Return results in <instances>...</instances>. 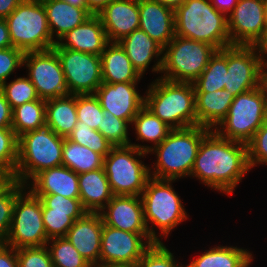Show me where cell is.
Instances as JSON below:
<instances>
[{"instance_id": "obj_1", "label": "cell", "mask_w": 267, "mask_h": 267, "mask_svg": "<svg viewBox=\"0 0 267 267\" xmlns=\"http://www.w3.org/2000/svg\"><path fill=\"white\" fill-rule=\"evenodd\" d=\"M250 170L247 144L223 138L211 129L201 141L191 177L231 195Z\"/></svg>"}, {"instance_id": "obj_2", "label": "cell", "mask_w": 267, "mask_h": 267, "mask_svg": "<svg viewBox=\"0 0 267 267\" xmlns=\"http://www.w3.org/2000/svg\"><path fill=\"white\" fill-rule=\"evenodd\" d=\"M210 130L203 126L171 129L166 139L148 152L157 157L150 176L168 180L190 177L201 141Z\"/></svg>"}, {"instance_id": "obj_3", "label": "cell", "mask_w": 267, "mask_h": 267, "mask_svg": "<svg viewBox=\"0 0 267 267\" xmlns=\"http://www.w3.org/2000/svg\"><path fill=\"white\" fill-rule=\"evenodd\" d=\"M145 106L171 129L197 126L193 83L156 78L146 90Z\"/></svg>"}, {"instance_id": "obj_4", "label": "cell", "mask_w": 267, "mask_h": 267, "mask_svg": "<svg viewBox=\"0 0 267 267\" xmlns=\"http://www.w3.org/2000/svg\"><path fill=\"white\" fill-rule=\"evenodd\" d=\"M175 35L221 50L231 46L227 16L208 0H185L174 10Z\"/></svg>"}, {"instance_id": "obj_5", "label": "cell", "mask_w": 267, "mask_h": 267, "mask_svg": "<svg viewBox=\"0 0 267 267\" xmlns=\"http://www.w3.org/2000/svg\"><path fill=\"white\" fill-rule=\"evenodd\" d=\"M172 182L175 180L150 177L140 196L144 220L149 235L155 242H162L159 236L168 237L170 232L188 217L178 193L172 187ZM149 222L152 223L151 226ZM155 227L161 230L160 235L155 232Z\"/></svg>"}, {"instance_id": "obj_6", "label": "cell", "mask_w": 267, "mask_h": 267, "mask_svg": "<svg viewBox=\"0 0 267 267\" xmlns=\"http://www.w3.org/2000/svg\"><path fill=\"white\" fill-rule=\"evenodd\" d=\"M63 142L64 138L47 126L18 137V159L12 179L26 185L39 172L61 166Z\"/></svg>"}, {"instance_id": "obj_7", "label": "cell", "mask_w": 267, "mask_h": 267, "mask_svg": "<svg viewBox=\"0 0 267 267\" xmlns=\"http://www.w3.org/2000/svg\"><path fill=\"white\" fill-rule=\"evenodd\" d=\"M5 21L12 47L24 53L48 50L56 44L41 0H23Z\"/></svg>"}, {"instance_id": "obj_8", "label": "cell", "mask_w": 267, "mask_h": 267, "mask_svg": "<svg viewBox=\"0 0 267 267\" xmlns=\"http://www.w3.org/2000/svg\"><path fill=\"white\" fill-rule=\"evenodd\" d=\"M217 49L210 44L175 35L163 48L162 79L193 83Z\"/></svg>"}, {"instance_id": "obj_9", "label": "cell", "mask_w": 267, "mask_h": 267, "mask_svg": "<svg viewBox=\"0 0 267 267\" xmlns=\"http://www.w3.org/2000/svg\"><path fill=\"white\" fill-rule=\"evenodd\" d=\"M146 155L147 152L130 145L113 147L104 157L103 168L114 195H142L151 177L150 167L139 160Z\"/></svg>"}, {"instance_id": "obj_10", "label": "cell", "mask_w": 267, "mask_h": 267, "mask_svg": "<svg viewBox=\"0 0 267 267\" xmlns=\"http://www.w3.org/2000/svg\"><path fill=\"white\" fill-rule=\"evenodd\" d=\"M266 118L264 96L257 87L235 96L228 114L213 130L223 138L248 144Z\"/></svg>"}, {"instance_id": "obj_11", "label": "cell", "mask_w": 267, "mask_h": 267, "mask_svg": "<svg viewBox=\"0 0 267 267\" xmlns=\"http://www.w3.org/2000/svg\"><path fill=\"white\" fill-rule=\"evenodd\" d=\"M25 188L17 197L5 244L14 249L45 246L48 242L42 217V201Z\"/></svg>"}, {"instance_id": "obj_12", "label": "cell", "mask_w": 267, "mask_h": 267, "mask_svg": "<svg viewBox=\"0 0 267 267\" xmlns=\"http://www.w3.org/2000/svg\"><path fill=\"white\" fill-rule=\"evenodd\" d=\"M52 48L60 59L69 94H94L103 83L100 56L61 48L57 43Z\"/></svg>"}, {"instance_id": "obj_13", "label": "cell", "mask_w": 267, "mask_h": 267, "mask_svg": "<svg viewBox=\"0 0 267 267\" xmlns=\"http://www.w3.org/2000/svg\"><path fill=\"white\" fill-rule=\"evenodd\" d=\"M23 66L40 99L60 98L69 94L60 59L53 48L26 52Z\"/></svg>"}, {"instance_id": "obj_14", "label": "cell", "mask_w": 267, "mask_h": 267, "mask_svg": "<svg viewBox=\"0 0 267 267\" xmlns=\"http://www.w3.org/2000/svg\"><path fill=\"white\" fill-rule=\"evenodd\" d=\"M154 243L149 233H132L103 224L99 264L136 265Z\"/></svg>"}, {"instance_id": "obj_15", "label": "cell", "mask_w": 267, "mask_h": 267, "mask_svg": "<svg viewBox=\"0 0 267 267\" xmlns=\"http://www.w3.org/2000/svg\"><path fill=\"white\" fill-rule=\"evenodd\" d=\"M265 66L253 45L228 46L224 90L238 96L259 87L260 73Z\"/></svg>"}, {"instance_id": "obj_16", "label": "cell", "mask_w": 267, "mask_h": 267, "mask_svg": "<svg viewBox=\"0 0 267 267\" xmlns=\"http://www.w3.org/2000/svg\"><path fill=\"white\" fill-rule=\"evenodd\" d=\"M266 0H238L227 15L231 45H254L262 36L265 23Z\"/></svg>"}, {"instance_id": "obj_17", "label": "cell", "mask_w": 267, "mask_h": 267, "mask_svg": "<svg viewBox=\"0 0 267 267\" xmlns=\"http://www.w3.org/2000/svg\"><path fill=\"white\" fill-rule=\"evenodd\" d=\"M139 82L105 83L103 82L96 92L101 108L111 112L115 117L132 123L134 117L145 105V96L137 91Z\"/></svg>"}, {"instance_id": "obj_18", "label": "cell", "mask_w": 267, "mask_h": 267, "mask_svg": "<svg viewBox=\"0 0 267 267\" xmlns=\"http://www.w3.org/2000/svg\"><path fill=\"white\" fill-rule=\"evenodd\" d=\"M99 213L104 225L132 233H149L140 196L114 195Z\"/></svg>"}, {"instance_id": "obj_19", "label": "cell", "mask_w": 267, "mask_h": 267, "mask_svg": "<svg viewBox=\"0 0 267 267\" xmlns=\"http://www.w3.org/2000/svg\"><path fill=\"white\" fill-rule=\"evenodd\" d=\"M102 228L100 213L86 212L75 220L65 236L92 266L99 265Z\"/></svg>"}, {"instance_id": "obj_20", "label": "cell", "mask_w": 267, "mask_h": 267, "mask_svg": "<svg viewBox=\"0 0 267 267\" xmlns=\"http://www.w3.org/2000/svg\"><path fill=\"white\" fill-rule=\"evenodd\" d=\"M97 15L109 42H118L139 29V0H113Z\"/></svg>"}, {"instance_id": "obj_21", "label": "cell", "mask_w": 267, "mask_h": 267, "mask_svg": "<svg viewBox=\"0 0 267 267\" xmlns=\"http://www.w3.org/2000/svg\"><path fill=\"white\" fill-rule=\"evenodd\" d=\"M139 29L163 48L175 37L174 10L151 0H139Z\"/></svg>"}, {"instance_id": "obj_22", "label": "cell", "mask_w": 267, "mask_h": 267, "mask_svg": "<svg viewBox=\"0 0 267 267\" xmlns=\"http://www.w3.org/2000/svg\"><path fill=\"white\" fill-rule=\"evenodd\" d=\"M56 43L61 48L101 56L109 40L99 16L91 15L82 24L63 35Z\"/></svg>"}, {"instance_id": "obj_23", "label": "cell", "mask_w": 267, "mask_h": 267, "mask_svg": "<svg viewBox=\"0 0 267 267\" xmlns=\"http://www.w3.org/2000/svg\"><path fill=\"white\" fill-rule=\"evenodd\" d=\"M130 59L132 66L143 77L151 61L157 62L152 67V72L161 73L163 47L151 39L144 31L137 29L118 41Z\"/></svg>"}, {"instance_id": "obj_24", "label": "cell", "mask_w": 267, "mask_h": 267, "mask_svg": "<svg viewBox=\"0 0 267 267\" xmlns=\"http://www.w3.org/2000/svg\"><path fill=\"white\" fill-rule=\"evenodd\" d=\"M28 183L26 189L32 194H60L79 198L78 174L63 165L39 172Z\"/></svg>"}, {"instance_id": "obj_25", "label": "cell", "mask_w": 267, "mask_h": 267, "mask_svg": "<svg viewBox=\"0 0 267 267\" xmlns=\"http://www.w3.org/2000/svg\"><path fill=\"white\" fill-rule=\"evenodd\" d=\"M78 185L86 212L99 213L114 196L104 168L78 174Z\"/></svg>"}, {"instance_id": "obj_26", "label": "cell", "mask_w": 267, "mask_h": 267, "mask_svg": "<svg viewBox=\"0 0 267 267\" xmlns=\"http://www.w3.org/2000/svg\"><path fill=\"white\" fill-rule=\"evenodd\" d=\"M41 1L46 11L52 39L55 42H58L63 35L82 24L92 15L87 8L73 6L64 1Z\"/></svg>"}, {"instance_id": "obj_27", "label": "cell", "mask_w": 267, "mask_h": 267, "mask_svg": "<svg viewBox=\"0 0 267 267\" xmlns=\"http://www.w3.org/2000/svg\"><path fill=\"white\" fill-rule=\"evenodd\" d=\"M102 82H139L142 78L134 69L126 52L118 42H109L100 56Z\"/></svg>"}, {"instance_id": "obj_28", "label": "cell", "mask_w": 267, "mask_h": 267, "mask_svg": "<svg viewBox=\"0 0 267 267\" xmlns=\"http://www.w3.org/2000/svg\"><path fill=\"white\" fill-rule=\"evenodd\" d=\"M234 95L227 90L195 92L197 126L214 129L228 114Z\"/></svg>"}, {"instance_id": "obj_29", "label": "cell", "mask_w": 267, "mask_h": 267, "mask_svg": "<svg viewBox=\"0 0 267 267\" xmlns=\"http://www.w3.org/2000/svg\"><path fill=\"white\" fill-rule=\"evenodd\" d=\"M77 122L76 95L46 100V126L57 135L68 138Z\"/></svg>"}, {"instance_id": "obj_30", "label": "cell", "mask_w": 267, "mask_h": 267, "mask_svg": "<svg viewBox=\"0 0 267 267\" xmlns=\"http://www.w3.org/2000/svg\"><path fill=\"white\" fill-rule=\"evenodd\" d=\"M252 261L247 249L220 245L209 248L185 267H249Z\"/></svg>"}, {"instance_id": "obj_31", "label": "cell", "mask_w": 267, "mask_h": 267, "mask_svg": "<svg viewBox=\"0 0 267 267\" xmlns=\"http://www.w3.org/2000/svg\"><path fill=\"white\" fill-rule=\"evenodd\" d=\"M131 125L135 126L133 129L136 131L135 134L137 135V140H141L142 142H153L151 146H149V144L141 145L131 143V146H134L137 149L147 153L152 148L163 142L171 130L170 127H168L162 120L155 116L145 105L134 117Z\"/></svg>"}, {"instance_id": "obj_32", "label": "cell", "mask_w": 267, "mask_h": 267, "mask_svg": "<svg viewBox=\"0 0 267 267\" xmlns=\"http://www.w3.org/2000/svg\"><path fill=\"white\" fill-rule=\"evenodd\" d=\"M104 157L90 148L64 138L62 148V165L77 174L103 168Z\"/></svg>"}, {"instance_id": "obj_33", "label": "cell", "mask_w": 267, "mask_h": 267, "mask_svg": "<svg viewBox=\"0 0 267 267\" xmlns=\"http://www.w3.org/2000/svg\"><path fill=\"white\" fill-rule=\"evenodd\" d=\"M46 126V100L38 99L24 103L12 110L11 128L17 137L26 132Z\"/></svg>"}, {"instance_id": "obj_34", "label": "cell", "mask_w": 267, "mask_h": 267, "mask_svg": "<svg viewBox=\"0 0 267 267\" xmlns=\"http://www.w3.org/2000/svg\"><path fill=\"white\" fill-rule=\"evenodd\" d=\"M227 74V47L217 50L202 74L193 82L195 92L223 90Z\"/></svg>"}, {"instance_id": "obj_35", "label": "cell", "mask_w": 267, "mask_h": 267, "mask_svg": "<svg viewBox=\"0 0 267 267\" xmlns=\"http://www.w3.org/2000/svg\"><path fill=\"white\" fill-rule=\"evenodd\" d=\"M46 246L53 267H93L66 237L49 239Z\"/></svg>"}, {"instance_id": "obj_36", "label": "cell", "mask_w": 267, "mask_h": 267, "mask_svg": "<svg viewBox=\"0 0 267 267\" xmlns=\"http://www.w3.org/2000/svg\"><path fill=\"white\" fill-rule=\"evenodd\" d=\"M25 188L19 181L11 179L0 190V243H4L9 234L16 197Z\"/></svg>"}, {"instance_id": "obj_37", "label": "cell", "mask_w": 267, "mask_h": 267, "mask_svg": "<svg viewBox=\"0 0 267 267\" xmlns=\"http://www.w3.org/2000/svg\"><path fill=\"white\" fill-rule=\"evenodd\" d=\"M68 139L105 157L113 148L106 138L97 130L78 121Z\"/></svg>"}, {"instance_id": "obj_38", "label": "cell", "mask_w": 267, "mask_h": 267, "mask_svg": "<svg viewBox=\"0 0 267 267\" xmlns=\"http://www.w3.org/2000/svg\"><path fill=\"white\" fill-rule=\"evenodd\" d=\"M0 90L4 93L12 110L24 103L39 99L35 86L28 77H19L10 83L4 82Z\"/></svg>"}, {"instance_id": "obj_39", "label": "cell", "mask_w": 267, "mask_h": 267, "mask_svg": "<svg viewBox=\"0 0 267 267\" xmlns=\"http://www.w3.org/2000/svg\"><path fill=\"white\" fill-rule=\"evenodd\" d=\"M103 115L104 118L101 121V126L98 127V131L113 147L130 146L131 140L128 137V125L130 123L115 117L107 110H103Z\"/></svg>"}, {"instance_id": "obj_40", "label": "cell", "mask_w": 267, "mask_h": 267, "mask_svg": "<svg viewBox=\"0 0 267 267\" xmlns=\"http://www.w3.org/2000/svg\"><path fill=\"white\" fill-rule=\"evenodd\" d=\"M18 159V137L12 128H0V173L13 178Z\"/></svg>"}, {"instance_id": "obj_41", "label": "cell", "mask_w": 267, "mask_h": 267, "mask_svg": "<svg viewBox=\"0 0 267 267\" xmlns=\"http://www.w3.org/2000/svg\"><path fill=\"white\" fill-rule=\"evenodd\" d=\"M33 195L41 199L42 209H50V213L67 214L74 221L86 213L79 198H68L60 194Z\"/></svg>"}, {"instance_id": "obj_42", "label": "cell", "mask_w": 267, "mask_h": 267, "mask_svg": "<svg viewBox=\"0 0 267 267\" xmlns=\"http://www.w3.org/2000/svg\"><path fill=\"white\" fill-rule=\"evenodd\" d=\"M76 111L78 121L98 131L104 115L95 94L76 95Z\"/></svg>"}, {"instance_id": "obj_43", "label": "cell", "mask_w": 267, "mask_h": 267, "mask_svg": "<svg viewBox=\"0 0 267 267\" xmlns=\"http://www.w3.org/2000/svg\"><path fill=\"white\" fill-rule=\"evenodd\" d=\"M178 263L163 242H156L144 252L136 267H185Z\"/></svg>"}, {"instance_id": "obj_44", "label": "cell", "mask_w": 267, "mask_h": 267, "mask_svg": "<svg viewBox=\"0 0 267 267\" xmlns=\"http://www.w3.org/2000/svg\"><path fill=\"white\" fill-rule=\"evenodd\" d=\"M18 267H53L47 246L16 249Z\"/></svg>"}, {"instance_id": "obj_45", "label": "cell", "mask_w": 267, "mask_h": 267, "mask_svg": "<svg viewBox=\"0 0 267 267\" xmlns=\"http://www.w3.org/2000/svg\"><path fill=\"white\" fill-rule=\"evenodd\" d=\"M247 147L248 162L251 169L258 164L267 165V118L264 124L255 132Z\"/></svg>"}, {"instance_id": "obj_46", "label": "cell", "mask_w": 267, "mask_h": 267, "mask_svg": "<svg viewBox=\"0 0 267 267\" xmlns=\"http://www.w3.org/2000/svg\"><path fill=\"white\" fill-rule=\"evenodd\" d=\"M42 217L48 239L65 237L75 222L67 214L50 213V209H42Z\"/></svg>"}, {"instance_id": "obj_47", "label": "cell", "mask_w": 267, "mask_h": 267, "mask_svg": "<svg viewBox=\"0 0 267 267\" xmlns=\"http://www.w3.org/2000/svg\"><path fill=\"white\" fill-rule=\"evenodd\" d=\"M24 54L22 50L14 47L0 49V86L15 69L23 67Z\"/></svg>"}, {"instance_id": "obj_48", "label": "cell", "mask_w": 267, "mask_h": 267, "mask_svg": "<svg viewBox=\"0 0 267 267\" xmlns=\"http://www.w3.org/2000/svg\"><path fill=\"white\" fill-rule=\"evenodd\" d=\"M0 267H18L16 249L0 243Z\"/></svg>"}, {"instance_id": "obj_49", "label": "cell", "mask_w": 267, "mask_h": 267, "mask_svg": "<svg viewBox=\"0 0 267 267\" xmlns=\"http://www.w3.org/2000/svg\"><path fill=\"white\" fill-rule=\"evenodd\" d=\"M12 108L0 90V128H11Z\"/></svg>"}, {"instance_id": "obj_50", "label": "cell", "mask_w": 267, "mask_h": 267, "mask_svg": "<svg viewBox=\"0 0 267 267\" xmlns=\"http://www.w3.org/2000/svg\"><path fill=\"white\" fill-rule=\"evenodd\" d=\"M262 62L267 65V24L264 28L262 36L253 45Z\"/></svg>"}, {"instance_id": "obj_51", "label": "cell", "mask_w": 267, "mask_h": 267, "mask_svg": "<svg viewBox=\"0 0 267 267\" xmlns=\"http://www.w3.org/2000/svg\"><path fill=\"white\" fill-rule=\"evenodd\" d=\"M211 4L220 12L226 16L234 9L237 5L238 0H209Z\"/></svg>"}, {"instance_id": "obj_52", "label": "cell", "mask_w": 267, "mask_h": 267, "mask_svg": "<svg viewBox=\"0 0 267 267\" xmlns=\"http://www.w3.org/2000/svg\"><path fill=\"white\" fill-rule=\"evenodd\" d=\"M23 0H0V18H7Z\"/></svg>"}, {"instance_id": "obj_53", "label": "cell", "mask_w": 267, "mask_h": 267, "mask_svg": "<svg viewBox=\"0 0 267 267\" xmlns=\"http://www.w3.org/2000/svg\"><path fill=\"white\" fill-rule=\"evenodd\" d=\"M10 47H12V43L10 40L7 23L4 18H0V49Z\"/></svg>"}, {"instance_id": "obj_54", "label": "cell", "mask_w": 267, "mask_h": 267, "mask_svg": "<svg viewBox=\"0 0 267 267\" xmlns=\"http://www.w3.org/2000/svg\"><path fill=\"white\" fill-rule=\"evenodd\" d=\"M113 0H86L87 9L92 15H97Z\"/></svg>"}, {"instance_id": "obj_55", "label": "cell", "mask_w": 267, "mask_h": 267, "mask_svg": "<svg viewBox=\"0 0 267 267\" xmlns=\"http://www.w3.org/2000/svg\"><path fill=\"white\" fill-rule=\"evenodd\" d=\"M259 88L263 93L267 109V65L262 69L259 77Z\"/></svg>"}, {"instance_id": "obj_56", "label": "cell", "mask_w": 267, "mask_h": 267, "mask_svg": "<svg viewBox=\"0 0 267 267\" xmlns=\"http://www.w3.org/2000/svg\"><path fill=\"white\" fill-rule=\"evenodd\" d=\"M154 2H158L159 4H163L164 6L170 7L173 10L181 6L185 0H151Z\"/></svg>"}, {"instance_id": "obj_57", "label": "cell", "mask_w": 267, "mask_h": 267, "mask_svg": "<svg viewBox=\"0 0 267 267\" xmlns=\"http://www.w3.org/2000/svg\"><path fill=\"white\" fill-rule=\"evenodd\" d=\"M69 3L70 5L87 8L86 0H60Z\"/></svg>"}, {"instance_id": "obj_58", "label": "cell", "mask_w": 267, "mask_h": 267, "mask_svg": "<svg viewBox=\"0 0 267 267\" xmlns=\"http://www.w3.org/2000/svg\"><path fill=\"white\" fill-rule=\"evenodd\" d=\"M12 178L6 174L0 173V190L11 180Z\"/></svg>"}, {"instance_id": "obj_59", "label": "cell", "mask_w": 267, "mask_h": 267, "mask_svg": "<svg viewBox=\"0 0 267 267\" xmlns=\"http://www.w3.org/2000/svg\"><path fill=\"white\" fill-rule=\"evenodd\" d=\"M93 267H136V265H121V264H99Z\"/></svg>"}, {"instance_id": "obj_60", "label": "cell", "mask_w": 267, "mask_h": 267, "mask_svg": "<svg viewBox=\"0 0 267 267\" xmlns=\"http://www.w3.org/2000/svg\"><path fill=\"white\" fill-rule=\"evenodd\" d=\"M265 23L267 24V0L265 3Z\"/></svg>"}]
</instances>
